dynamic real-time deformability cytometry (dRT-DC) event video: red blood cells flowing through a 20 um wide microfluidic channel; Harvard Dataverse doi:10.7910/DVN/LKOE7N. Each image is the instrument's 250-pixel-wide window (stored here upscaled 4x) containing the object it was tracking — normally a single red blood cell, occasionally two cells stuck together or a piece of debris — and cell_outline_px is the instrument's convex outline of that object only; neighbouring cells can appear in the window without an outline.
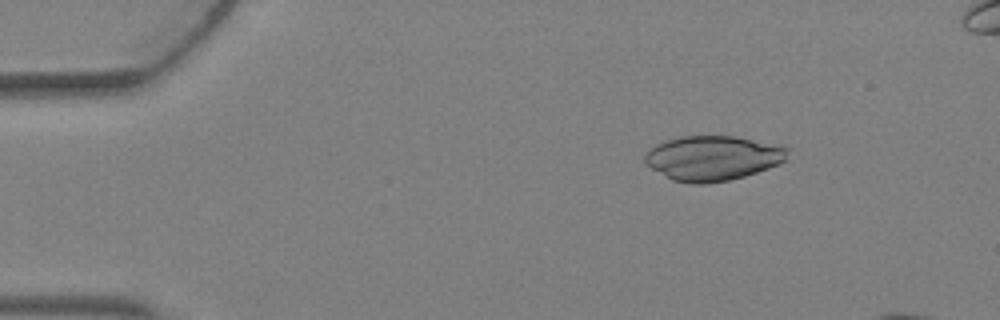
{"species": "Egyptian fruit bat (a non-hibernating species)", "species_latin": "Rousettus aegyptiacus", "temperature_condition": "warm", "stored_images_in_passage": 5, "camera_frame_rate_fps": 3000, "um_per_image_px": 0.085, "animal": {"sex": "female"}, "frame": {"image": 1, "passage_image": 2, "time_ms": 0.333, "image_size_px": [1000, 320], "cell_outline_px": [[792, 148], [788, 160], [780, 164], [744, 176], [728, 180], [704, 184], [692, 184], [672, 180], [644, 164], [644, 156], [656, 144], [664, 140], [680, 136], [732, 136], [784, 144]], "centroid_in_image_um": [60.66, 13.42], "position_along_channel_um": 24.3, "area_um2": 37.92}}